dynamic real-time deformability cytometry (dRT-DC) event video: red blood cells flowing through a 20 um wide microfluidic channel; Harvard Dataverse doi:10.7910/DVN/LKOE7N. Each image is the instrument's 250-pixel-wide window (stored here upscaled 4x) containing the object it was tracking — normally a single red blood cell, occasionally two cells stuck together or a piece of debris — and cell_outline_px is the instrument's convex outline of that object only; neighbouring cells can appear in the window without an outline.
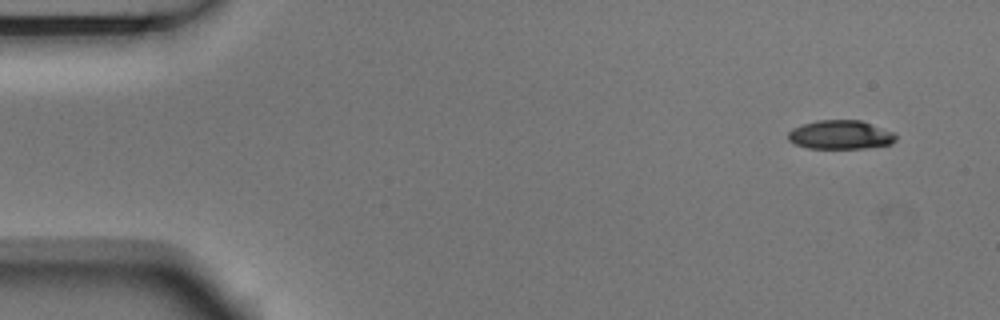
{"species": "Egyptian fruit bat (a non-hibernating species)", "species_latin": "Rousettus aegyptiacus", "temperature_condition": "room temperature", "stored_images_in_passage": 5, "camera_frame_rate_fps": 3000, "um_per_image_px": 0.085, "animal": {"sex": "male"}, "frame": {"image": 1, "passage_image": 1, "time_ms": 0.0, "image_size_px": [1000, 320], "cell_outline_px": [[896, 140], [892, 144], [864, 148], [808, 148], [796, 144], [788, 140], [788, 132], [792, 128], [800, 124], [816, 120], [860, 120], [892, 132], [896, 136]], "centroid_in_image_um": [71.4, 11.45], "position_along_channel_um": 13.6, "area_um2": 18.09}}
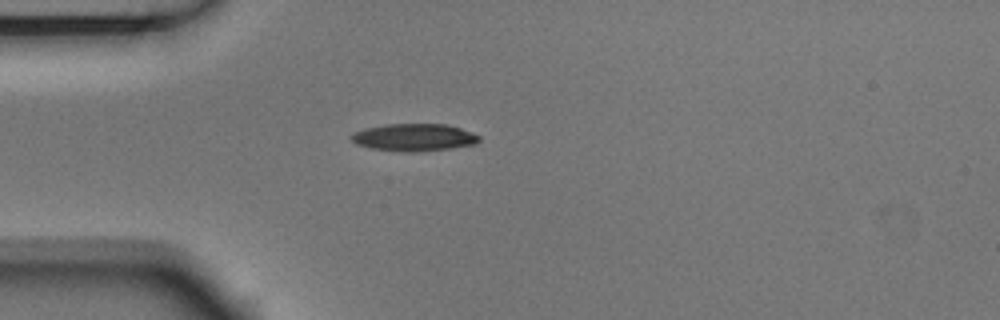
{"frame": {"image": 2, "passage_image": 4, "time_ms": 1.0, "image_size_px": [1000, 320], "cell_outline_px": [[480, 140], [476, 144], [452, 148], [416, 152], [400, 152], [372, 148], [356, 144], [348, 136], [352, 132], [364, 128], [388, 124], [448, 124], [472, 132], [480, 136]], "centroid_in_image_um": [35.18, 11.68], "position_along_channel_um": 49.8, "area_um2": 20.63}}